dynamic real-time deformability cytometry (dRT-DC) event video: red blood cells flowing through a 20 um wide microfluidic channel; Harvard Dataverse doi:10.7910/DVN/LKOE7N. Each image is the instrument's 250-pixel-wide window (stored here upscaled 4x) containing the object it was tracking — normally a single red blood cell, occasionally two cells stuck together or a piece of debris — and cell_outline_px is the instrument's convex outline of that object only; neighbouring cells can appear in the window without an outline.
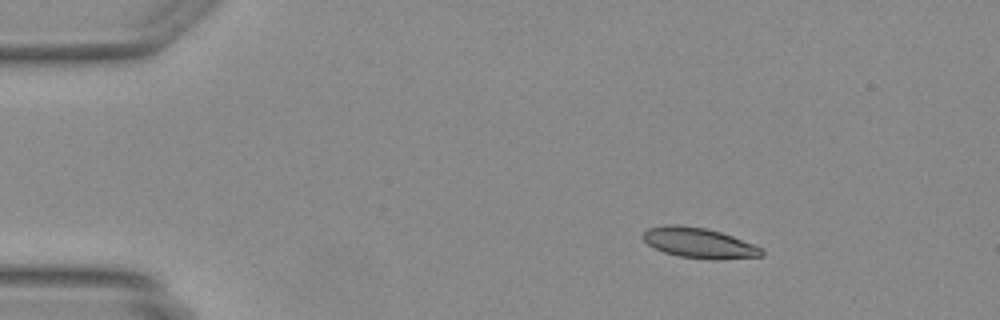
{"species": "Egyptian fruit bat (a non-hibernating species)", "species_latin": "Rousettus aegyptiacus", "temperature_condition": "warm", "stored_images_in_passage": 41, "camera_frame_rate_fps": 3000, "um_per_image_px": 0.085, "animal": {"sex": "female"}, "frame": {"image": 1, "passage_image": 1, "time_ms": 0.0, "image_size_px": [1000, 320], "cell_outline_px": [[764, 256], [720, 260], [708, 260], [680, 256], [664, 252], [652, 248], [640, 236], [648, 228], [668, 224], [676, 224], [704, 228], [720, 232], [732, 236], [764, 248]], "centroid_in_image_um": [59.43, 20.66], "position_along_channel_um": 25.6, "area_um2": 21.21}}
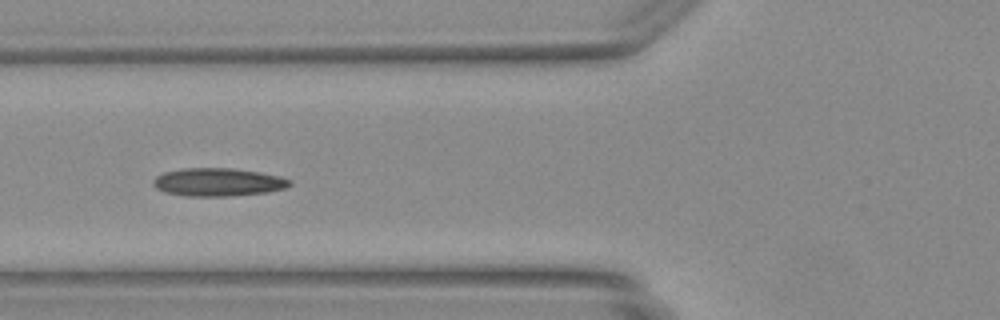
{"frame": {"image": 2, "passage_image": 12, "time_ms": 3.667, "image_size_px": [1000, 320], "cell_outline_px": [[292, 184], [288, 188], [268, 192], [228, 196], [184, 196], [164, 192], [156, 188], [152, 184], [152, 180], [156, 176], [164, 172], [184, 168], [228, 168], [260, 172], [280, 176], [292, 180]], "centroid_in_image_um": [18.54, 15.48], "position_along_channel_um": 107.3, "area_um2": 22.54}}
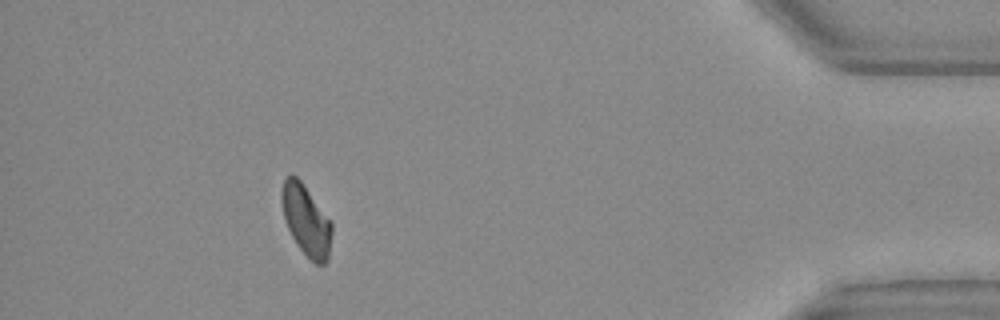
{"frame": {"image": 3, "passage_image": 37, "time_ms": 12.0, "image_size_px": [1000, 320], "cell_outline_px": [[332, 232], [328, 260], [324, 264], [316, 264], [296, 244], [284, 220], [280, 200], [280, 192], [284, 180], [288, 176], [296, 176], [300, 180], [332, 224]], "centroid_in_image_um": [25.99, 18.74], "position_along_channel_um": 409.2, "area_um2": 20.29}}